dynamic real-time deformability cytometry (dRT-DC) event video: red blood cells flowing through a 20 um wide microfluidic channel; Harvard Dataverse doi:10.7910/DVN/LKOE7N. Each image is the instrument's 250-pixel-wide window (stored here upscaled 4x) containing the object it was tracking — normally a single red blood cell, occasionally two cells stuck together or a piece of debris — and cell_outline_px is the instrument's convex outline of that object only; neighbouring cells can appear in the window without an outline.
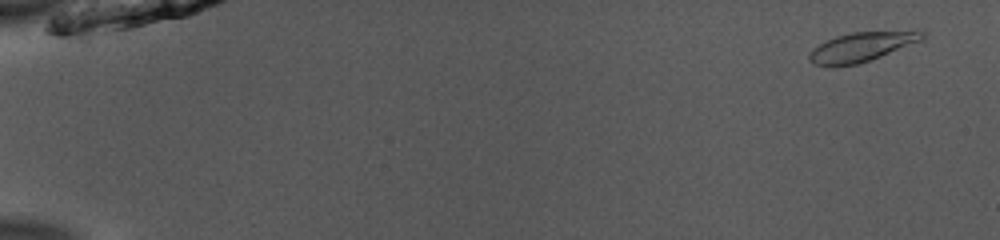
{"species": "common noctule bat (a hibernating species)", "species_latin": "Nyctalus noctula", "temperature_condition": "room temperature", "stored_images_in_passage": 53, "camera_frame_rate_fps": 3000, "um_per_image_px": 0.085, "animal": {"sex": "male", "body_mass_g": 13.0, "forearm_length_mm": 53.1}, "frame": {"image": 1, "passage_image": 3, "time_ms": 0.667, "image_size_px": [1000, 240], "cell_outline_px": [[928, 32], [924, 40], [880, 56], [856, 64], [828, 68], [816, 64], [808, 60], [808, 56], [820, 44], [836, 36], [852, 32], [920, 28], [924, 28]], "centroid_in_image_um": [73.41, 3.93], "position_along_channel_um": 11.6, "area_um2": 20.06}}
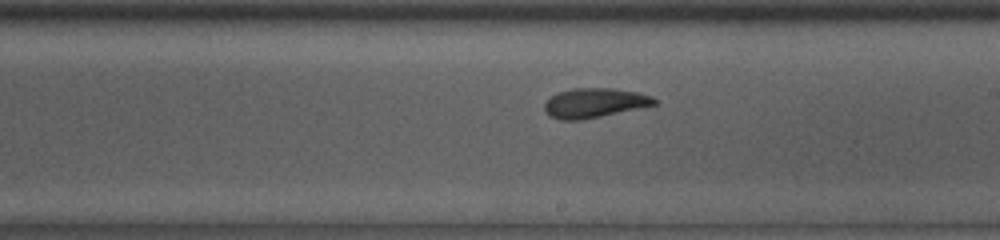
{"frame": {"image": 2, "passage_image": 32, "time_ms": 10.333, "image_size_px": [1000, 240], "cell_outline_px": [[656, 104], [600, 116], [580, 120], [560, 120], [548, 116], [544, 108], [544, 104], [552, 96], [560, 92], [572, 88], [612, 88], [636, 92], [652, 96], [656, 100]], "centroid_in_image_um": [50.49, 8.75], "position_along_channel_um": 238.5, "area_um2": 18.61}}
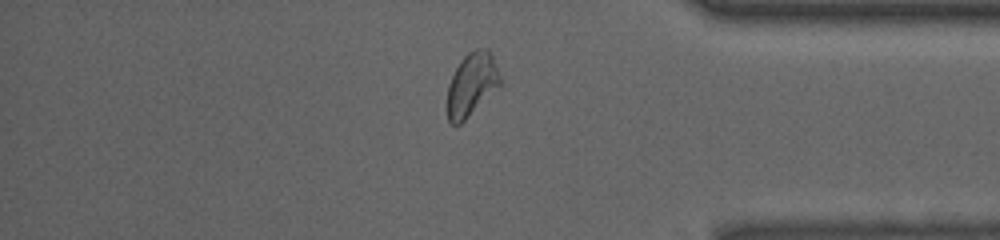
{"frame": {"image": 3, "passage_image": 45, "time_ms": 14.667, "image_size_px": [1000, 240], "cell_outline_px": [[504, 84], [460, 124], [452, 124], [448, 120], [448, 84], [460, 60], [468, 52], [476, 48], [488, 48], [492, 56]], "centroid_in_image_um": [40.14, 7.16], "position_along_channel_um": 395.1, "area_um2": 19.65}, "authors_computed_cell_mechanics": {"area_um2": 19.363, "velocity_mm_per_s": 3.9376, "shape_relaxation_time_tau1_ms": 2.7561, "shape_relaxation_time_tau2_ms": 1.7599, "deformation_change_tau1": 0.117, "deformation_change_tau2": 0.0855}}